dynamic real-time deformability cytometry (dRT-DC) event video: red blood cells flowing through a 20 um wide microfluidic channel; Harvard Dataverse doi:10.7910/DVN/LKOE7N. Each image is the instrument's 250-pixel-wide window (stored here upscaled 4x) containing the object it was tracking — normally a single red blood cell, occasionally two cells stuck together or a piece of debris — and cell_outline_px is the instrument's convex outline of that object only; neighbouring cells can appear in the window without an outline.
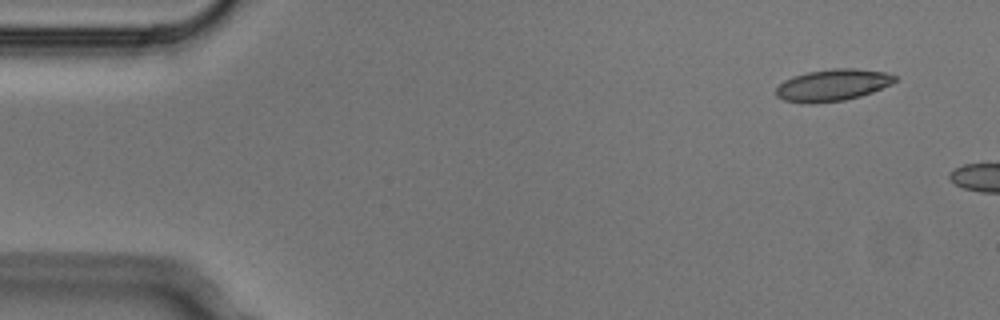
{"species": "Egyptian fruit bat (a non-hibernating species)", "species_latin": "Rousettus aegyptiacus", "temperature_condition": "cold", "stored_images_in_passage": 2, "camera_frame_rate_fps": 3000, "um_per_image_px": 0.085, "animal": {"sex": "male"}, "frame": {"image": 1, "passage_image": 1, "time_ms": 0.0, "image_size_px": [1000, 320], "cell_outline_px": [[896, 80], [892, 84], [872, 92], [860, 96], [844, 100], [784, 100], [776, 96], [776, 88], [784, 80], [792, 76], [808, 72], [832, 68], [856, 68], [884, 72], [896, 76]], "centroid_in_image_um": [70.83, 7.17], "position_along_channel_um": 14.2, "area_um2": 21.15}}